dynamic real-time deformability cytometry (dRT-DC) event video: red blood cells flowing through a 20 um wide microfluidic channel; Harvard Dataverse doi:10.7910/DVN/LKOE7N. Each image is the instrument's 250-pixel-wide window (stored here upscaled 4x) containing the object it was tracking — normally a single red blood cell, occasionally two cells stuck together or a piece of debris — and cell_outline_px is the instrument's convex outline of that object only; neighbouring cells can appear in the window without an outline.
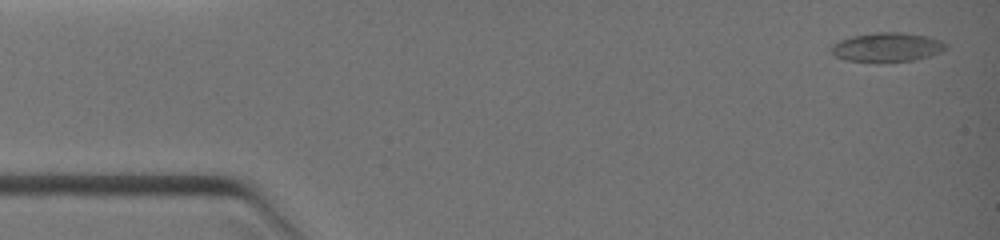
{"species": "common noctule bat (a hibernating species)", "species_latin": "Nyctalus noctula", "temperature_condition": "warm", "stored_images_in_passage": 4, "camera_frame_rate_fps": 3000, "um_per_image_px": 0.085, "animal": {"sex": "female", "body_mass_g": 19.0, "forearm_length_mm": 51.5}, "frame": {"image": 1, "passage_image": 1, "time_ms": 0.0, "image_size_px": [1000, 240], "cell_outline_px": [[948, 44], [944, 48], [928, 56], [912, 60], [848, 60], [836, 56], [832, 52], [832, 48], [840, 40], [852, 36], [876, 32], [900, 32], [928, 36]], "centroid_in_image_um": [75.4, 3.97], "position_along_channel_um": 9.6, "area_um2": 18.44}}
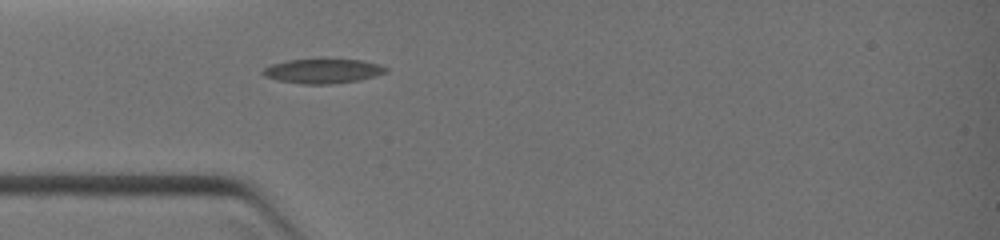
{"frame": {"image": 2, "passage_image": 4, "time_ms": 3.0, "image_size_px": [1000, 240], "cell_outline_px": [[388, 72], [376, 76], [360, 80], [332, 84], [304, 84], [280, 80], [264, 76], [260, 72], [264, 68], [272, 64], [288, 60], [364, 60], [380, 64], [388, 68]], "centroid_in_image_um": [27.49, 6.05], "position_along_channel_um": 57.5, "area_um2": 17.46}}